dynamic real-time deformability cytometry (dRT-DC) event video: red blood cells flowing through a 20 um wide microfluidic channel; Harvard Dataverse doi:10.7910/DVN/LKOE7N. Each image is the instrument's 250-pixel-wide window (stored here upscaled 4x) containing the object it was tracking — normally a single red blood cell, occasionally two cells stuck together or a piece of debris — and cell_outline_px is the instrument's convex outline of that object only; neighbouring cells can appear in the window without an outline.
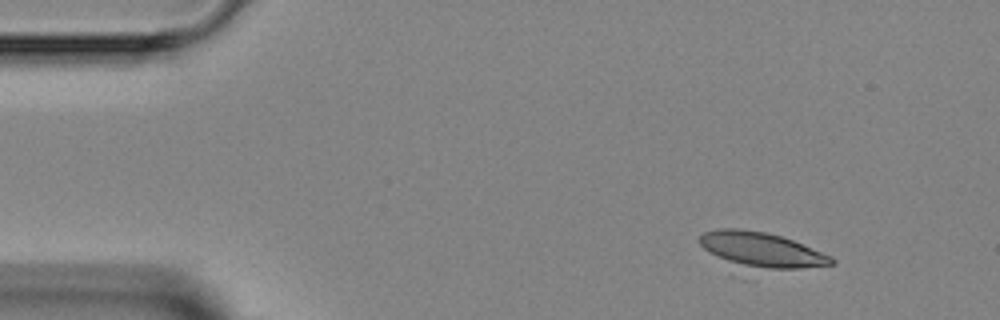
{"species": "Egyptian fruit bat (a non-hibernating species)", "species_latin": "Rousettus aegyptiacus", "temperature_condition": "room temperature", "stored_images_in_passage": 2, "camera_frame_rate_fps": 3000, "um_per_image_px": 0.085, "animal": {"sex": "female"}, "frame": {"image": 1, "passage_image": 2, "time_ms": 1.333, "image_size_px": [1000, 320], "cell_outline_px": [[836, 264], [800, 268], [736, 268], [704, 248], [700, 244], [700, 236], [704, 232], [720, 228], [740, 228], [764, 232], [780, 236], [792, 240], [832, 256], [836, 260]], "centroid_in_image_um": [64.71, 21.24], "position_along_channel_um": 20.3, "area_um2": 26.88}}